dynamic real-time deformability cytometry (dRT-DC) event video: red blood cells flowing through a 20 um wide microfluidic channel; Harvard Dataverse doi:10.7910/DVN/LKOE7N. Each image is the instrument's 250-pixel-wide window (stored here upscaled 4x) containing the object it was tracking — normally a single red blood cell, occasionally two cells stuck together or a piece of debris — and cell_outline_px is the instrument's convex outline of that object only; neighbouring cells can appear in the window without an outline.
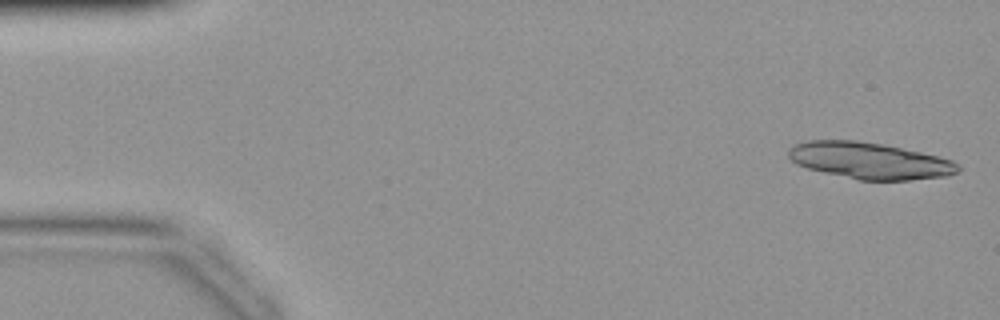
{"species": "common noctule bat (a hibernating species)", "species_latin": "Nyctalus noctula", "temperature_condition": "warm", "stored_images_in_passage": 42, "camera_frame_rate_fps": 3000, "um_per_image_px": 0.085, "animal": {"sex": "female", "body_mass_g": 19.9}, "frame": {"image": 1, "passage_image": 1, "time_ms": 0.0, "image_size_px": [1000, 320], "cell_outline_px": [[960, 172], [948, 176], [908, 180], [860, 180], [824, 172], [808, 168], [796, 164], [788, 156], [788, 148], [796, 144], [808, 140], [856, 140], [884, 144], [940, 156], [952, 160], [960, 164]], "centroid_in_image_um": [73.96, 13.65], "position_along_channel_um": 11.0, "area_um2": 36.24}}
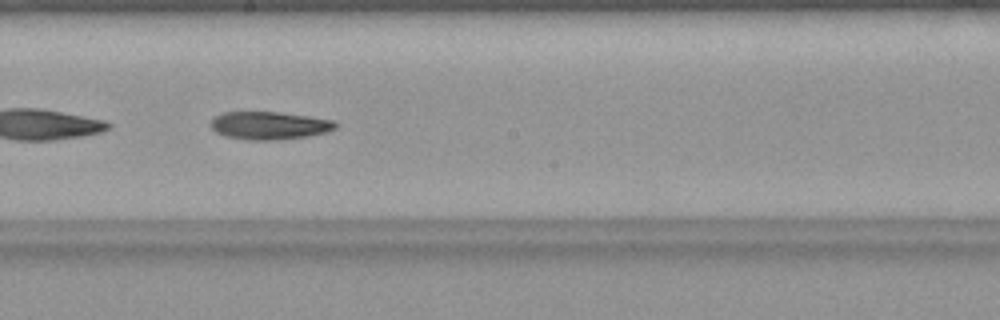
{"frame": {"image": 2, "passage_image": 23, "time_ms": 7.333, "image_size_px": [1000, 320], "cell_outline_px": [[340, 124], [336, 128], [328, 132], [308, 136], [280, 140], [248, 140], [228, 136], [216, 132], [208, 124], [216, 116], [224, 112], [280, 112], [336, 120]], "centroid_in_image_um": [22.96, 10.67], "position_along_channel_um": 225.2, "area_um2": 20.46}}
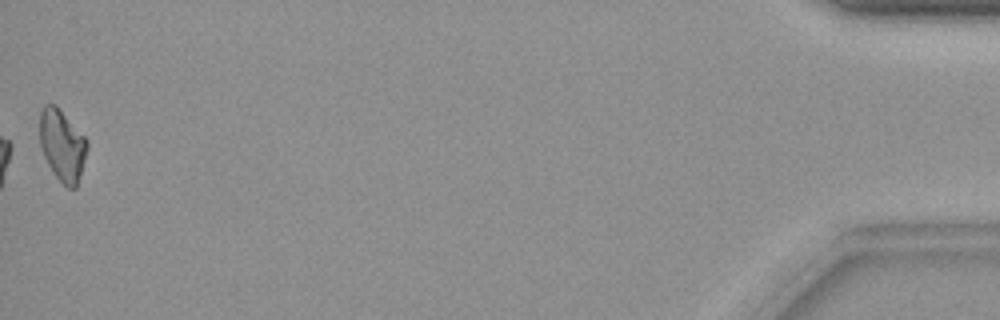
{"frame": {"image": 3, "passage_image": 42, "time_ms": 13.667, "image_size_px": [1000, 320], "cell_outline_px": [[88, 148], [76, 188], [68, 188], [52, 172], [44, 156], [40, 144], [40, 112], [44, 104], [56, 104], [88, 140]], "centroid_in_image_um": [5.29, 12.32], "position_along_channel_um": 429.9, "area_um2": 19.71}}